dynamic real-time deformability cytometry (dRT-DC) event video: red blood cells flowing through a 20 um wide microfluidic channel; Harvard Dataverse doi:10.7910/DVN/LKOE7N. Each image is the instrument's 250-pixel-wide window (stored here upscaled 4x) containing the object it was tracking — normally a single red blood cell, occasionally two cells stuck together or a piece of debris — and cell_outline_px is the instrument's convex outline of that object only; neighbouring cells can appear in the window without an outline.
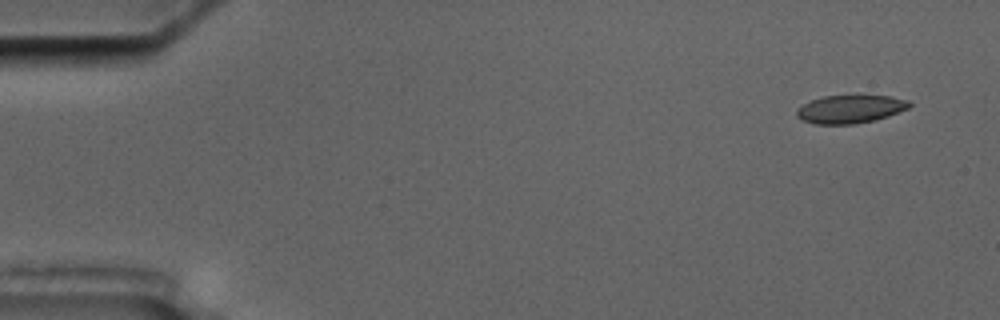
{"species": "common noctule bat (a hibernating species)", "species_latin": "Nyctalus noctula", "temperature_condition": "cold", "stored_images_in_passage": 6, "segment_of_instrument_passage": [2, 2], "camera_frame_rate_fps": 3000, "um_per_image_px": 0.085, "animal": {"sex": "male", "body_mass_g": 17.5, "forearm_length_mm": 52.3}, "frame": {"image": 1, "passage_image": 6, "time_ms": 6.667, "image_size_px": [1000, 320], "cell_outline_px": [[912, 104], [908, 108], [888, 116], [876, 120], [856, 124], [816, 124], [800, 120], [796, 116], [796, 112], [804, 104], [812, 100], [824, 96], [892, 96], [908, 100]], "centroid_in_image_um": [72.28, 9.29], "position_along_channel_um": 12.7, "area_um2": 18.38}}